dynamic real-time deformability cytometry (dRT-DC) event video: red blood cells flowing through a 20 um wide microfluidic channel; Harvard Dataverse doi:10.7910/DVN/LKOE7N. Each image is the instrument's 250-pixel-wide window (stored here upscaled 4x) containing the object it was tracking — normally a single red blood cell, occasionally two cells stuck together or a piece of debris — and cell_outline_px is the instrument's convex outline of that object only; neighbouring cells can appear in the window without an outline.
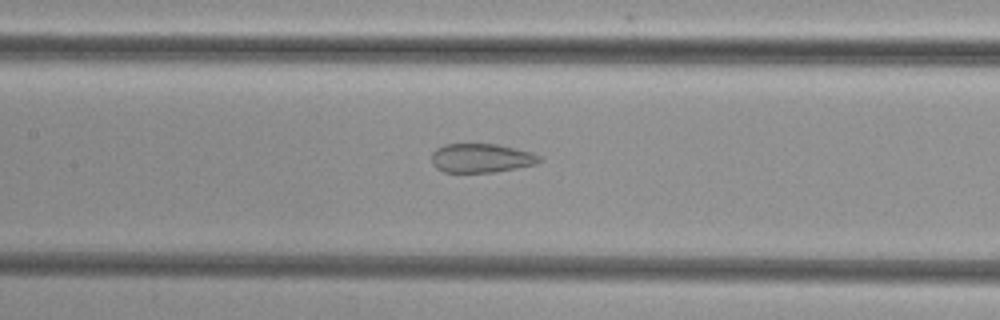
{"species": "common noctule bat (a hibernating species)", "species_latin": "Nyctalus noctula", "temperature_condition": "cold", "stored_images_in_passage": 52, "camera_frame_rate_fps": 3000, "um_per_image_px": 0.085, "animal": {"sex": "female", "body_mass_g": 29.2, "forearm_length_mm": 56.3}, "frame": {"image": 1, "passage_image": 25, "time_ms": 8.0, "image_size_px": [1000, 320], "cell_outline_px": [[544, 160], [536, 164], [496, 172], [444, 172], [436, 168], [432, 164], [432, 152], [436, 148], [444, 144], [496, 144], [532, 152], [540, 156]], "centroid_in_image_um": [40.91, 13.44], "position_along_channel_um": 166.5, "area_um2": 18.32}}
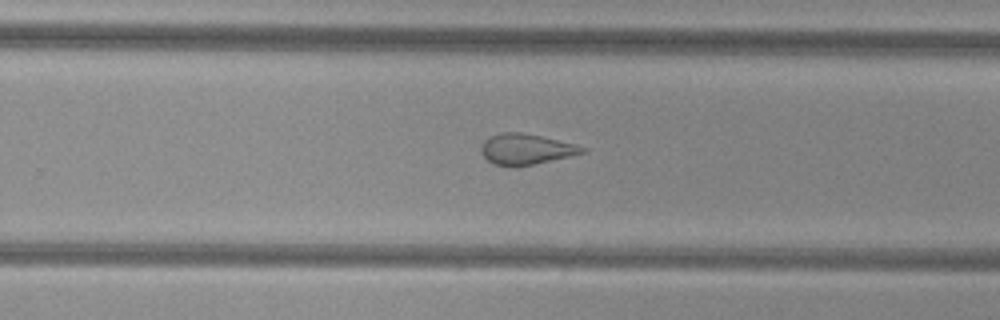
{"frame": {"image": 2, "passage_image": 34, "time_ms": 11.0, "image_size_px": [1000, 320], "cell_outline_px": [[588, 152], [516, 168], [496, 164], [488, 160], [480, 152], [480, 148], [484, 140], [488, 136], [500, 132], [520, 132], [540, 136], [588, 148]], "centroid_in_image_um": [44.67, 12.69], "position_along_channel_um": 285.1, "area_um2": 18.15}}
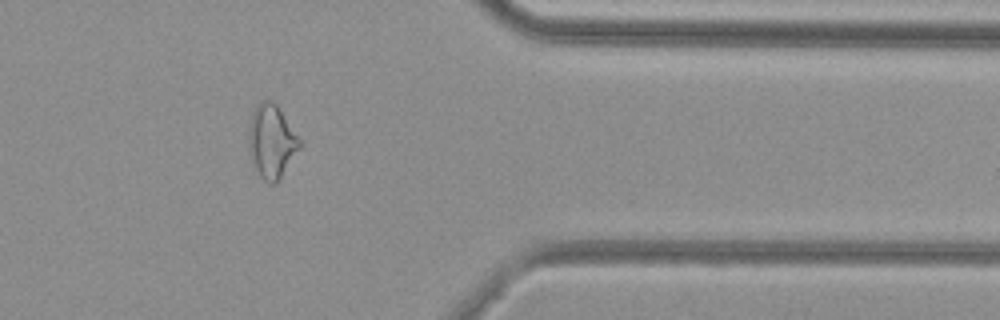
{"frame": {"image": 3, "passage_image": 43, "time_ms": 14.0, "image_size_px": [1000, 320], "cell_outline_px": [[304, 144], [276, 184], [268, 184], [260, 176], [252, 164], [248, 152], [248, 128], [252, 112], [264, 100], [272, 100], [276, 104]], "centroid_in_image_um": [23.09, 12.06], "position_along_channel_um": 388.3, "area_um2": 22.14}}